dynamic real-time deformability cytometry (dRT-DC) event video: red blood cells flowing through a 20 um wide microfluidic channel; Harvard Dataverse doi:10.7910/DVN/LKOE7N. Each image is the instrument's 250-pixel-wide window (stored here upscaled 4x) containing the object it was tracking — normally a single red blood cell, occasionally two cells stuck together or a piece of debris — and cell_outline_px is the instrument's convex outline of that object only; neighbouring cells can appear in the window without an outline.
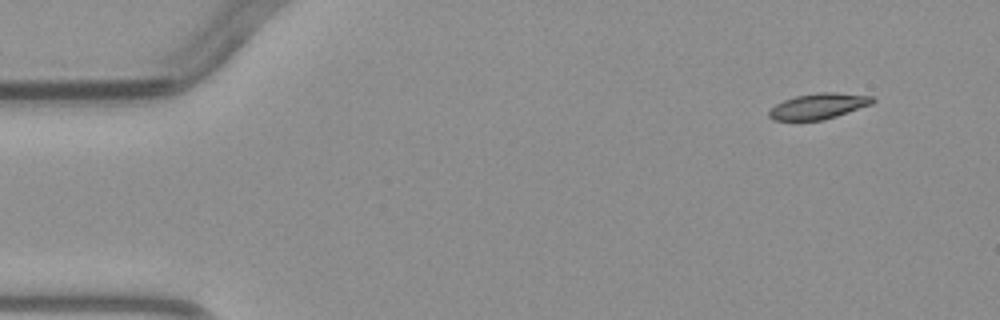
{"species": "common noctule bat (a hibernating species)", "species_latin": "Nyctalus noctula", "temperature_condition": "warm", "stored_images_in_passage": 4, "camera_frame_rate_fps": 3000, "um_per_image_px": 0.085, "animal": {"sex": "male", "body_mass_g": 23.1, "forearm_length_mm": 52.7}, "frame": {"image": 1, "passage_image": 1, "time_ms": 0.0, "image_size_px": [1000, 320], "cell_outline_px": [[876, 100], [872, 104], [824, 120], [772, 120], [768, 116], [768, 112], [776, 104], [784, 100], [796, 96], [816, 92], [836, 92], [872, 96]], "centroid_in_image_um": [69.58, 9.02], "position_along_channel_um": 15.4, "area_um2": 15.49}}